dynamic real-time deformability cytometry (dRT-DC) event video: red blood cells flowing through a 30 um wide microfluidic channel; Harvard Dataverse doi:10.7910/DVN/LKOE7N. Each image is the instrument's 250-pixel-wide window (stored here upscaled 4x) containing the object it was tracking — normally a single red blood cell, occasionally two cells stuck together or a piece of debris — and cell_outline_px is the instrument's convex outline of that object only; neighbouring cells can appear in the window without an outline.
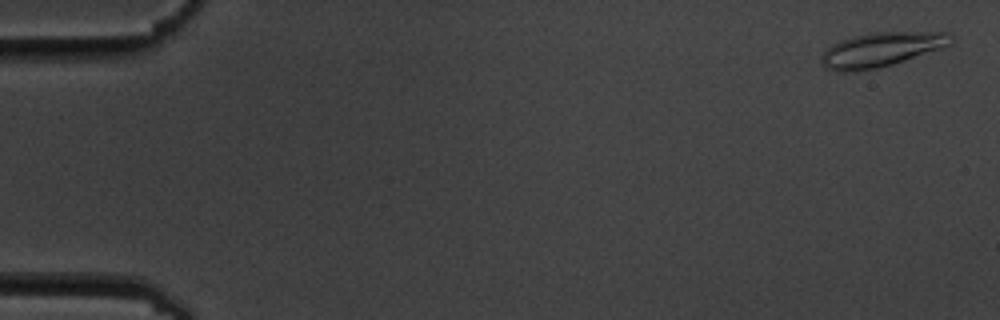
{"species": "common noctule bat (a hibernating species)", "species_latin": "Nyctalus noctula", "temperature_condition": "cold", "stored_images_in_passage": 10, "camera_frame_rate_fps": 3000, "um_per_image_px": 0.085, "animal": {"sex": "male", "body_mass_g": 19.5, "forearm_length_mm": 54.6}, "frame": {"image": 1, "passage_image": 1, "time_ms": 0.0, "image_size_px": [1000, 320], "cell_outline_px": [[952, 44], [892, 64], [876, 68], [844, 72], [840, 72], [824, 68], [820, 60], [820, 56], [832, 44], [840, 40], [852, 36], [872, 32], [948, 32], [952, 36]], "centroid_in_image_um": [74.86, 4.2], "position_along_channel_um": 10.1, "area_um2": 25.72}}
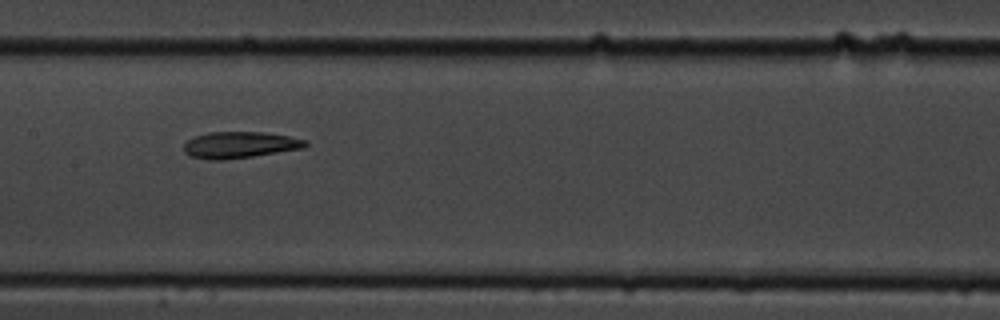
{"frame": {"image": 2, "passage_image": 9, "time_ms": 9.0, "image_size_px": [1000, 320], "cell_outline_px": [[308, 144], [304, 148], [252, 156], [224, 160], [208, 160], [188, 156], [184, 152], [184, 144], [188, 140], [196, 136], [208, 132], [264, 132], [288, 136], [308, 140]], "centroid_in_image_um": [20.36, 12.32], "position_along_channel_um": 187.0, "area_um2": 18.79}}
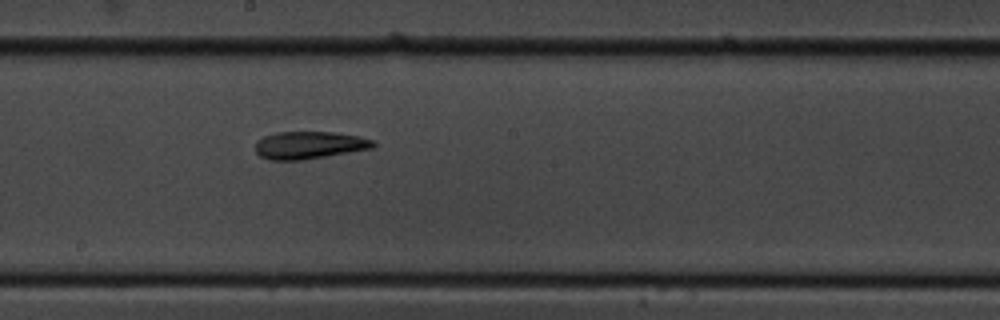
{"frame": {"image": 3, "passage_image": 10, "time_ms": 10.0, "image_size_px": [1000, 320], "cell_outline_px": [[376, 144], [372, 148], [304, 160], [268, 160], [260, 156], [256, 152], [256, 140], [264, 136], [276, 132], [332, 132], [360, 136], [372, 140]], "centroid_in_image_um": [26.25, 12.34], "position_along_channel_um": 221.9, "area_um2": 18.9}}